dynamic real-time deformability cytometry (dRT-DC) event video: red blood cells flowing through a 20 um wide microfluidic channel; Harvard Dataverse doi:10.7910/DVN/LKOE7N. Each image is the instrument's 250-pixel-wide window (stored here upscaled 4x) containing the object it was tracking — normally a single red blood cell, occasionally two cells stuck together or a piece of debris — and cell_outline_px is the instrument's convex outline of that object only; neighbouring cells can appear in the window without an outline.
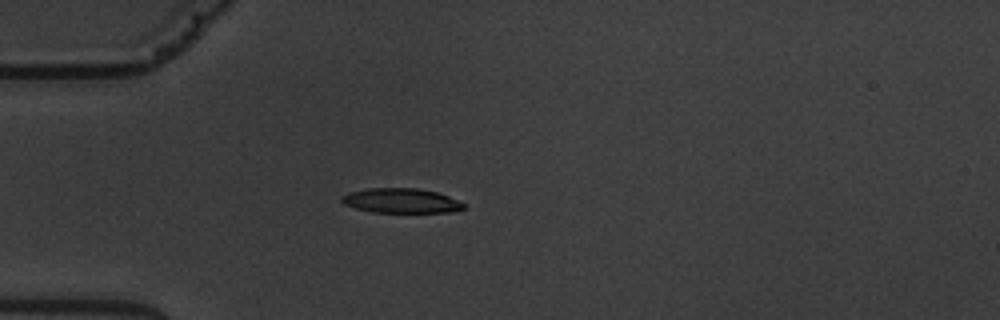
{"species": "common noctule bat (a hibernating species)", "species_latin": "Nyctalus noctula", "temperature_condition": "warm", "stored_images_in_passage": 1, "camera_frame_rate_fps": 3000, "um_per_image_px": 0.085, "animal": {"sex": "male", "body_mass_g": 19.5, "forearm_length_mm": 54.6}, "frame": {"image": 1, "passage_image": 1, "time_ms": 0.0, "image_size_px": [1000, 320], "cell_outline_px": [[464, 208], [448, 212], [372, 212], [356, 208], [344, 204], [340, 200], [340, 196], [348, 192], [368, 188], [416, 188], [436, 192], [448, 196], [464, 204]], "centroid_in_image_um": [34.02, 17.05], "position_along_channel_um": 51.0, "area_um2": 17.4}}